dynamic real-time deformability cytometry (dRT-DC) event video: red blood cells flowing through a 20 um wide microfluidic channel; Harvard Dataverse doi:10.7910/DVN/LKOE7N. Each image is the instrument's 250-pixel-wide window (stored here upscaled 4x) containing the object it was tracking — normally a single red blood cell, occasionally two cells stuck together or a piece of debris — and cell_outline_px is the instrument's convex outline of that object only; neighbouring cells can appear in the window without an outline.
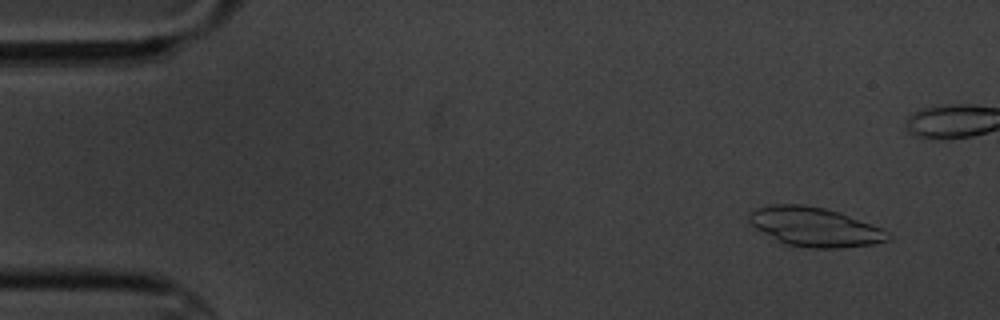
{"species": "common noctule bat (a hibernating species)", "species_latin": "Nyctalus noctula", "temperature_condition": "cold", "stored_images_in_passage": 4, "camera_frame_rate_fps": 3000, "um_per_image_px": 0.085, "animal": {"sex": "male", "body_mass_g": 20.1, "forearm_length_mm": 53.5}, "frame": {"image": 1, "passage_image": 2, "time_ms": 1.0, "image_size_px": [1000, 320], "cell_outline_px": [[892, 236], [888, 240], [872, 244], [844, 248], [808, 248], [788, 244], [756, 228], [748, 220], [748, 212], [756, 208], [772, 204], [804, 204], [824, 208], [840, 212], [884, 228], [892, 232]], "centroid_in_image_um": [69.32, 19.27], "position_along_channel_um": 15.7, "area_um2": 31.79}}